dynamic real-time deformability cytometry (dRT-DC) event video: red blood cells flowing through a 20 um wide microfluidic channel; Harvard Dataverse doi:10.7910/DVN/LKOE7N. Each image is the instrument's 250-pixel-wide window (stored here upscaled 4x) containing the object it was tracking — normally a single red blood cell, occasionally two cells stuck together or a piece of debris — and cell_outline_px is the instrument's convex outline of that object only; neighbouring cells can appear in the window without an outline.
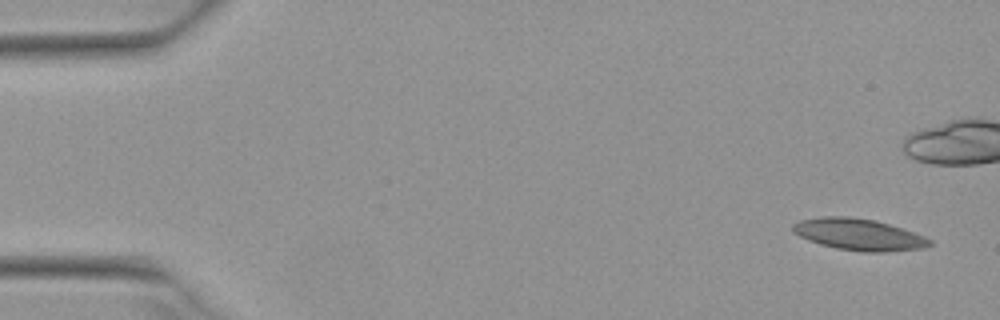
{"species": "Egyptian fruit bat (a non-hibernating species)", "species_latin": "Rousettus aegyptiacus", "temperature_condition": "warm", "stored_images_in_passage": 5, "camera_frame_rate_fps": 3000, "um_per_image_px": 0.085, "animal": {"sex": "female"}, "frame": {"image": 1, "passage_image": 1, "time_ms": 0.0, "image_size_px": [1000, 320], "cell_outline_px": [[932, 244], [924, 248], [884, 252], [860, 252], [836, 248], [820, 244], [808, 240], [792, 232], [792, 224], [800, 220], [824, 216], [848, 216], [876, 220], [924, 236], [932, 240]], "centroid_in_image_um": [72.98, 19.93], "position_along_channel_um": 12.0, "area_um2": 25.2}}